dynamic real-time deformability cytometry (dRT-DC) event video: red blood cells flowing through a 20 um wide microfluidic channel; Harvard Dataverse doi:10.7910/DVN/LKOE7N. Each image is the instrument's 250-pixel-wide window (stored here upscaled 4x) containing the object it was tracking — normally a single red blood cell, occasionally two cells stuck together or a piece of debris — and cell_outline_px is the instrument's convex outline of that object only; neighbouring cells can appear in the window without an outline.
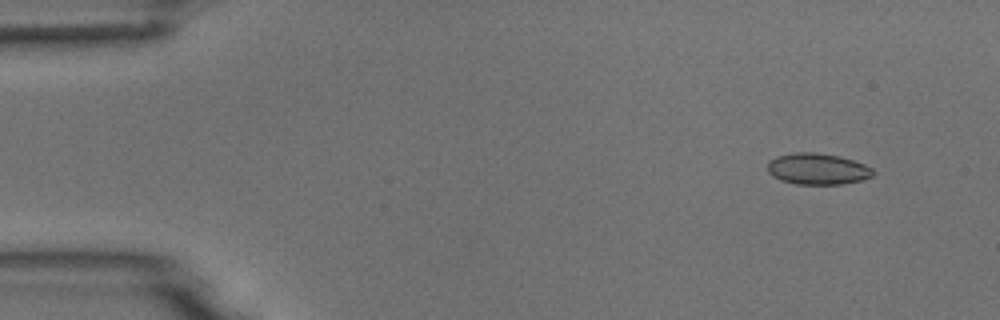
{"species": "common noctule bat (a hibernating species)", "species_latin": "Nyctalus noctula", "temperature_condition": "room temperature", "stored_images_in_passage": 6, "camera_frame_rate_fps": 3000, "um_per_image_px": 0.085, "animal": {"sex": "male", "body_mass_g": 18.8}, "frame": {"image": 1, "passage_image": 2, "time_ms": 1.333, "image_size_px": [1000, 320], "cell_outline_px": [[872, 176], [860, 180], [844, 184], [796, 184], [780, 180], [772, 176], [768, 172], [768, 160], [776, 156], [796, 152], [812, 152], [840, 156], [864, 164], [872, 168]], "centroid_in_image_um": [69.45, 14.36], "position_along_channel_um": 15.6, "area_um2": 19.19}}